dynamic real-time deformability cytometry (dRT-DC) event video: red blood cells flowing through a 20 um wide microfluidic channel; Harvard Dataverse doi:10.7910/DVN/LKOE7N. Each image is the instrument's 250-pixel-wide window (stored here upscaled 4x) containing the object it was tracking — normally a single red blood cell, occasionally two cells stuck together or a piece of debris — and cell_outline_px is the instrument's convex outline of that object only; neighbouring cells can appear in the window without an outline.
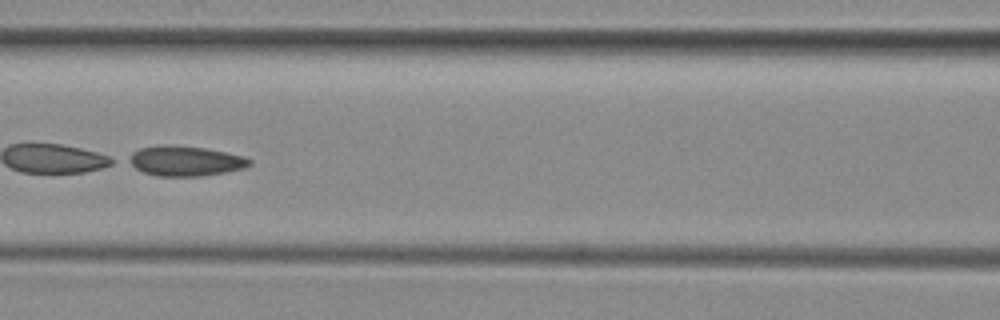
{"species": "common noctule bat (a hibernating species)", "species_latin": "Nyctalus noctula", "temperature_condition": "room temperature", "stored_images_in_passage": 6, "camera_frame_rate_fps": 3000, "um_per_image_px": 0.085, "animal": {"sex": "female", "body_mass_g": 29.2, "forearm_length_mm": 56.3}, "frame": {"image": 1, "passage_image": 6, "time_ms": 6.0, "image_size_px": [1000, 320], "cell_outline_px": [[252, 164], [244, 168], [224, 172], [200, 176], [156, 176], [144, 172], [128, 164], [124, 160], [132, 152], [140, 148], [160, 144], [168, 144], [204, 148], [244, 156], [252, 160]], "centroid_in_image_um": [15.69, 13.67], "position_along_channel_um": 150.9, "area_um2": 21.33}}